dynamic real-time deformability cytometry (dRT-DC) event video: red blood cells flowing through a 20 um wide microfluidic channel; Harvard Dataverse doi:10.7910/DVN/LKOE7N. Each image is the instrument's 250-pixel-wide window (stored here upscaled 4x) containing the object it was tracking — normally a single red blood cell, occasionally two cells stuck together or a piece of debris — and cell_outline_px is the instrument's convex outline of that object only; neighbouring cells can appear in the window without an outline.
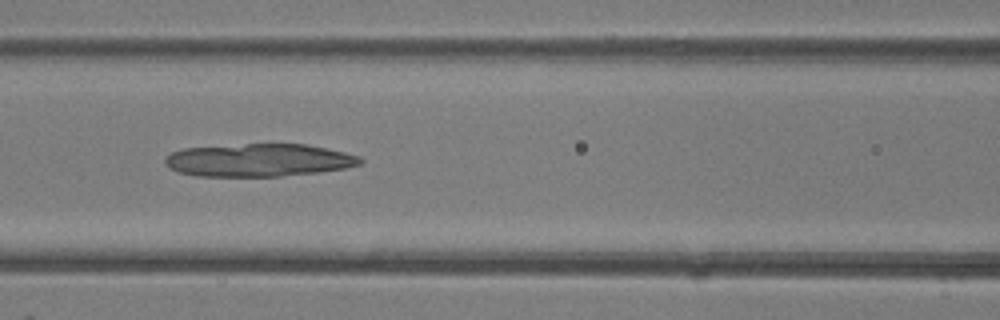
{"species": "common noctule bat (a hibernating species)", "species_latin": "Nyctalus noctula", "temperature_condition": "room temperature", "stored_images_in_passage": 37, "camera_frame_rate_fps": 3000, "um_per_image_px": 0.085, "animal": {"sex": "female"}, "frame": {"image": 1, "passage_image": 14, "time_ms": 4.333, "image_size_px": [1000, 320], "cell_outline_px": [[364, 160], [360, 164], [344, 168], [320, 172], [280, 176], [196, 176], [180, 172], [168, 168], [164, 164], [164, 156], [172, 152], [184, 148], [244, 144], [308, 144], [344, 152], [360, 156]], "centroid_in_image_um": [21.97, 13.61], "position_along_channel_um": 144.6, "area_um2": 37.45}}
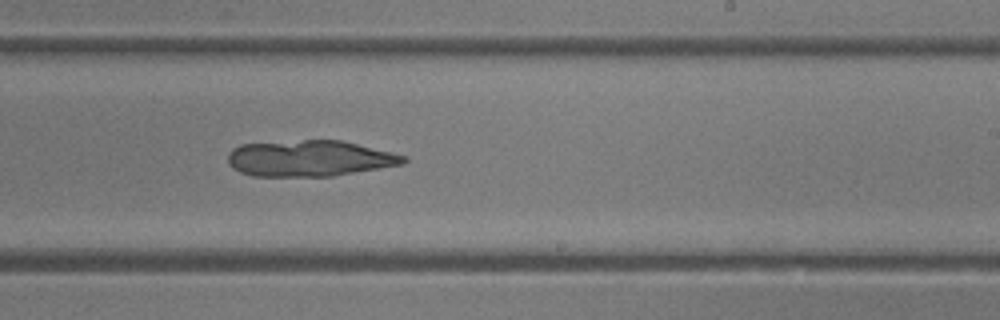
{"frame": {"image": 2, "passage_image": 21, "time_ms": 6.667, "image_size_px": [1000, 320], "cell_outline_px": [[408, 160], [404, 164], [332, 176], [252, 176], [240, 172], [232, 168], [228, 164], [228, 152], [232, 148], [240, 144], [304, 140], [340, 140], [404, 156]], "centroid_in_image_um": [26.24, 13.47], "position_along_channel_um": 262.8, "area_um2": 36.7}}
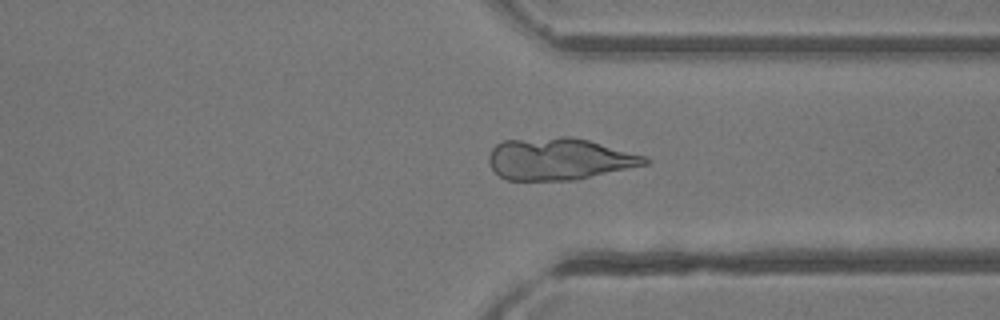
{"frame": {"image": 3, "passage_image": 27, "time_ms": 8.667, "image_size_px": [1000, 320], "cell_outline_px": [[652, 160], [648, 164], [576, 180], [504, 180], [492, 168], [488, 160], [488, 156], [492, 148], [496, 144], [504, 140], [560, 136], [572, 136], [588, 140], [644, 156]], "centroid_in_image_um": [47.5, 13.51], "position_along_channel_um": 363.9, "area_um2": 38.21}}